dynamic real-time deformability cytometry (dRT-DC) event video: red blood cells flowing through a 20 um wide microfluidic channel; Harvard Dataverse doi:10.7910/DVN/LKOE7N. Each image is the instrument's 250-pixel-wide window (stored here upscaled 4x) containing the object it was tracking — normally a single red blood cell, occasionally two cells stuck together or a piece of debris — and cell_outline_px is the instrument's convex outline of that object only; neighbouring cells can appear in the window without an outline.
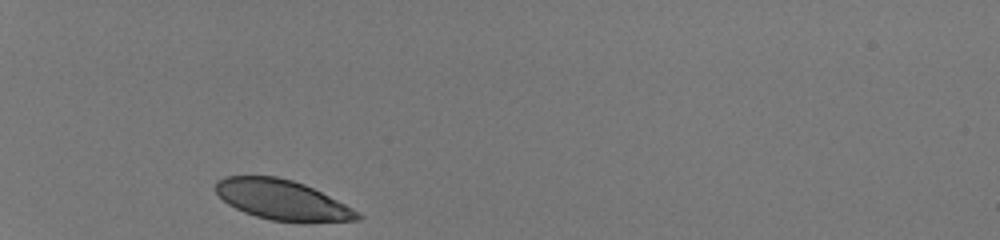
{"species": "human", "species_latin": "Homo sapiens", "temperature_condition": "room temperature", "stored_images_in_passage": 30, "camera_frame_rate_fps": 3000, "um_per_image_px": 0.085, "donor": {"sex": "male"}, "frame": {"image": 1, "passage_image": 1, "time_ms": 0.0, "image_size_px": [1000, 240], "cell_outline_px": [[364, 216], [360, 220], [308, 224], [272, 220], [256, 216], [244, 212], [228, 204], [216, 192], [216, 180], [224, 176], [276, 176], [292, 180], [304, 184], [360, 212]], "centroid_in_image_um": [24.04, 17.02], "position_along_channel_um": 61.0, "area_um2": 33.35}}
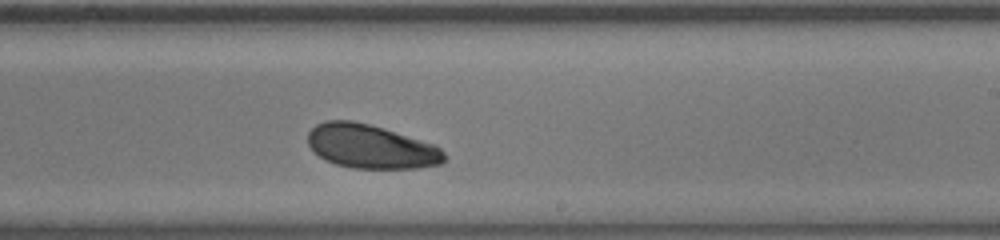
{"frame": {"image": 2, "passage_image": 18, "time_ms": 5.667, "image_size_px": [1000, 240], "cell_outline_px": [[444, 160], [440, 164], [416, 168], [352, 168], [336, 164], [320, 156], [308, 144], [308, 132], [316, 124], [324, 120], [352, 120], [384, 128], [436, 144], [444, 152]], "centroid_in_image_um": [31.53, 12.44], "position_along_channel_um": 257.5, "area_um2": 34.8}}
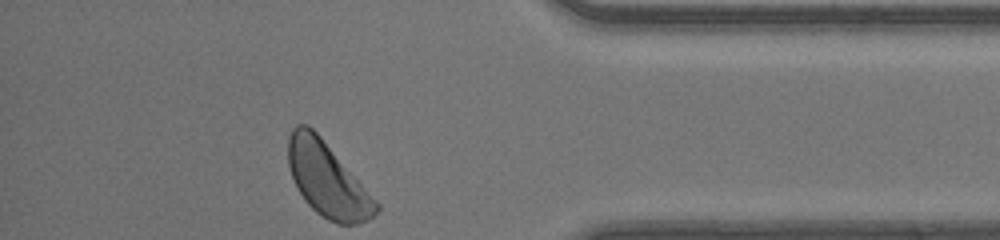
{"frame": {"image": 3, "passage_image": 30, "time_ms": 9.667, "image_size_px": [1000, 240], "cell_outline_px": [[380, 208], [368, 220], [356, 224], [336, 224], [328, 220], [316, 212], [304, 200], [292, 176], [288, 164], [288, 136], [292, 128], [296, 124], [308, 124], [320, 136], [380, 204]], "centroid_in_image_um": [27.82, 15.27], "position_along_channel_um": 407.4, "area_um2": 37.63}, "authors_computed_cell_mechanics": {"area_um2": 35.3447, "velocity_mm_per_s": 4.0896, "shape_relaxation_time_tau1_ms": 6.4909, "shape_relaxation_time_tau2_ms": null, "deformation_change_tau1": 0.1873, "deformation_change_tau2": null}}